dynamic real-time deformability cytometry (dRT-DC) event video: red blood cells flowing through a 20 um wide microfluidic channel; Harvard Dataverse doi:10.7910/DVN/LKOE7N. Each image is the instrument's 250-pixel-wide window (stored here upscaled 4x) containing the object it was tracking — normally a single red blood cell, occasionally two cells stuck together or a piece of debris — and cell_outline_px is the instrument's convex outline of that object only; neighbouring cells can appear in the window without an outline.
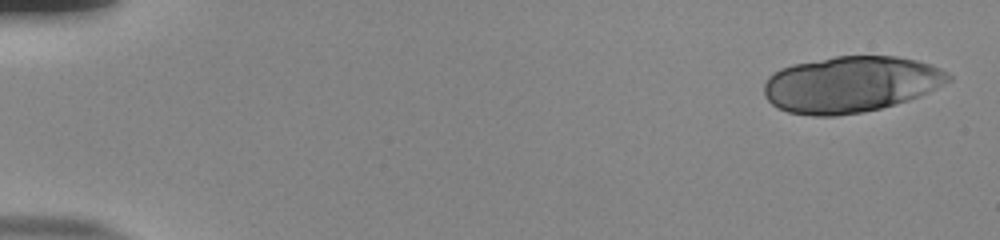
{"species": "human", "species_latin": "Homo sapiens", "temperature_condition": "room temperature", "stored_images_in_passage": 21, "camera_frame_rate_fps": 3000, "um_per_image_px": 0.085, "donor": {"sex": "male"}, "frame": {"image": 1, "passage_image": 1, "time_ms": 0.0, "image_size_px": [1000, 240], "cell_outline_px": [[952, 80], [920, 96], [908, 100], [880, 108], [864, 112], [836, 116], [812, 116], [788, 112], [776, 108], [764, 96], [764, 84], [768, 76], [780, 68], [792, 64], [836, 56], [896, 56], [916, 60], [932, 64], [948, 72], [952, 76]], "centroid_in_image_um": [72.3, 7.17], "position_along_channel_um": 12.7, "area_um2": 60.75}}
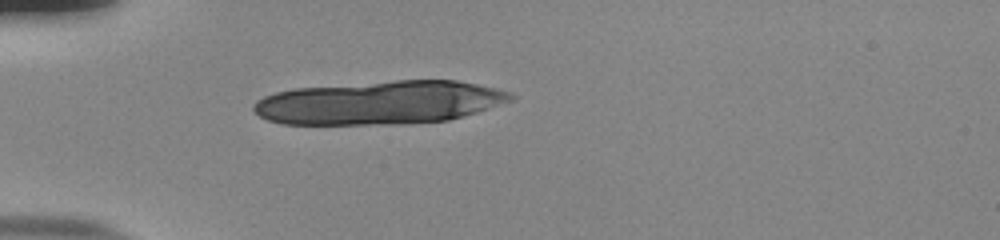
{"frame": {"image": 2, "passage_image": 15, "time_ms": 4.667, "image_size_px": [1000, 240], "cell_outline_px": [[516, 96], [512, 100], [476, 112], [448, 120], [404, 124], [280, 124], [268, 120], [260, 116], [252, 108], [252, 104], [256, 100], [264, 96], [276, 92], [292, 88], [396, 80], [456, 80], [496, 88], [512, 92]], "centroid_in_image_um": [32.25, 8.72], "position_along_channel_um": 52.8, "area_um2": 65.26}}